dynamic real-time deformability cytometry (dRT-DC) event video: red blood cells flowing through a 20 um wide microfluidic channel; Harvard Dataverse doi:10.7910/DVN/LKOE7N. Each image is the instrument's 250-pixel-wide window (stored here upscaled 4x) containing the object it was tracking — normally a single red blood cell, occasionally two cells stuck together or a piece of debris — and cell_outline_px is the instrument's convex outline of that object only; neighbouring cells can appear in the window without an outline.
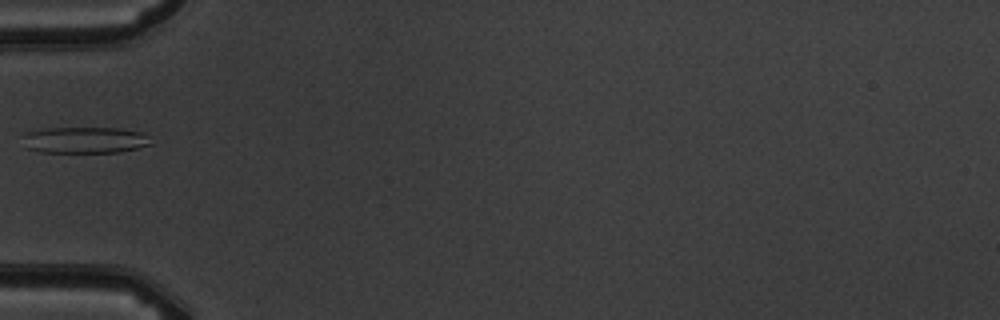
{"species": "common noctule bat (a hibernating species)", "species_latin": "Nyctalus noctula", "temperature_condition": "warm", "stored_images_in_passage": 8, "camera_frame_rate_fps": 3000, "um_per_image_px": 0.085, "animal": {"sex": "male", "body_mass_g": 19.5, "forearm_length_mm": 54.6}, "frame": {"image": 1, "passage_image": 6, "time_ms": 6.0, "image_size_px": [1000, 320], "cell_outline_px": [[152, 144], [136, 148], [116, 152], [40, 152], [28, 148], [20, 136], [24, 132], [44, 128], [116, 128], [140, 132], [148, 136]], "centroid_in_image_um": [7.14, 11.89], "position_along_channel_um": 77.9, "area_um2": 19.65}}
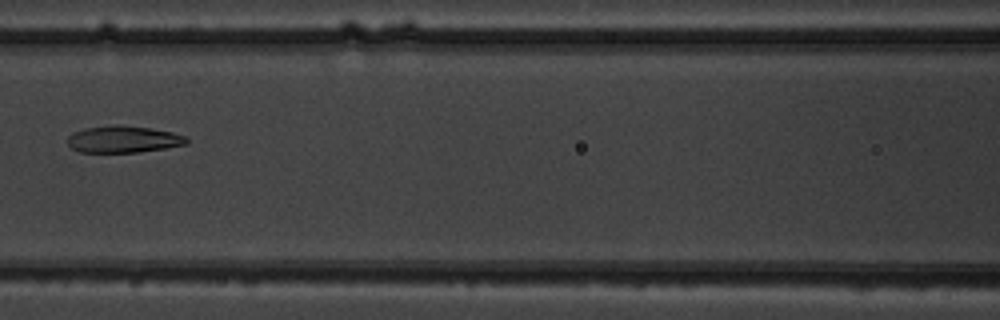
{"frame": {"image": 2, "passage_image": 8, "time_ms": 8.0, "image_size_px": [1000, 320], "cell_outline_px": [[188, 144], [140, 152], [80, 152], [72, 148], [68, 144], [68, 136], [72, 132], [84, 128], [148, 128], [172, 132], [184, 136], [188, 140]], "centroid_in_image_um": [10.49, 11.89], "position_along_channel_um": 156.1, "area_um2": 17.63}}